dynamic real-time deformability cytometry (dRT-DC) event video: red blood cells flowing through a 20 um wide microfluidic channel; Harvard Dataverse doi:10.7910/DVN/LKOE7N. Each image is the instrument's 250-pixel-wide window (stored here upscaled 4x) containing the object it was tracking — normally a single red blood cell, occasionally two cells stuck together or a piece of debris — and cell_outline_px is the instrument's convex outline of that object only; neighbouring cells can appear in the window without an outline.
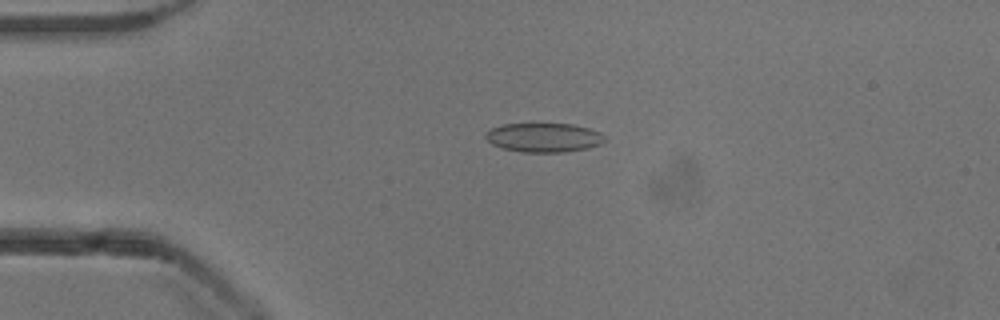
{"species": "common noctule bat (a hibernating species)", "species_latin": "Nyctalus noctula", "temperature_condition": "cold", "stored_images_in_passage": 52, "camera_frame_rate_fps": 3000, "um_per_image_px": 0.085, "animal": {"sex": "male", "body_mass_g": 13.3}, "frame": {"image": 1, "passage_image": 12, "time_ms": 3.667, "image_size_px": [1000, 320], "cell_outline_px": [[604, 140], [600, 144], [588, 148], [564, 152], [524, 152], [504, 148], [492, 144], [484, 136], [484, 132], [500, 124], [572, 124], [588, 128], [600, 132], [604, 136]], "centroid_in_image_um": [46.2, 11.68], "position_along_channel_um": 38.8, "area_um2": 20.11}}
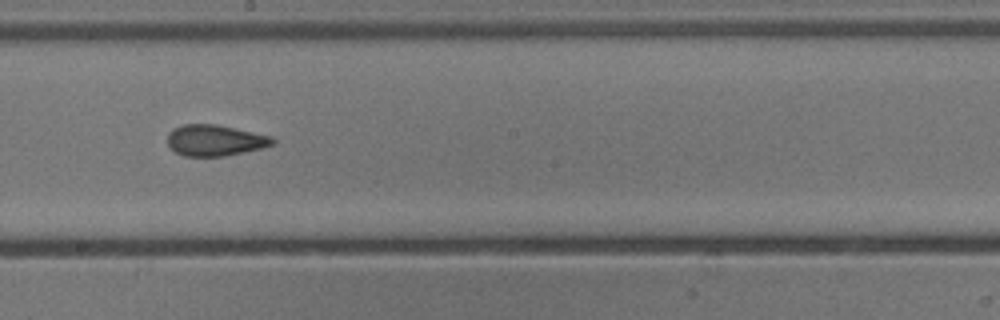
{"frame": {"image": 2, "passage_image": 29, "time_ms": 9.333, "image_size_px": [1000, 320], "cell_outline_px": [[276, 144], [264, 148], [224, 156], [184, 156], [176, 152], [168, 144], [168, 132], [172, 128], [184, 124], [216, 124], [272, 136], [276, 140]], "centroid_in_image_um": [18.31, 11.92], "position_along_channel_um": 229.9, "area_um2": 19.19}}
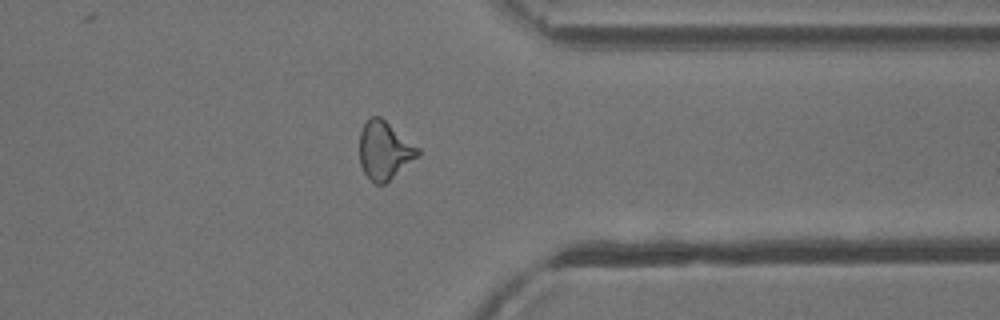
{"frame": {"image": 3, "passage_image": 41, "time_ms": 13.333, "image_size_px": [1000, 320], "cell_outline_px": [[420, 156], [384, 184], [376, 184], [364, 172], [360, 164], [360, 132], [364, 124], [372, 116], [380, 116], [420, 148]], "centroid_in_image_um": [32.7, 12.78], "position_along_channel_um": 378.7, "area_um2": 19.65}, "authors_computed_cell_mechanics": {"area_um2": 19.6231, "velocity_mm_per_s": 3.905, "shape_relaxation_time_tau1_ms": null, "shape_relaxation_time_tau2_ms": 1.871, "deformation_change_tau1": null, "deformation_change_tau2": 0.0959}}